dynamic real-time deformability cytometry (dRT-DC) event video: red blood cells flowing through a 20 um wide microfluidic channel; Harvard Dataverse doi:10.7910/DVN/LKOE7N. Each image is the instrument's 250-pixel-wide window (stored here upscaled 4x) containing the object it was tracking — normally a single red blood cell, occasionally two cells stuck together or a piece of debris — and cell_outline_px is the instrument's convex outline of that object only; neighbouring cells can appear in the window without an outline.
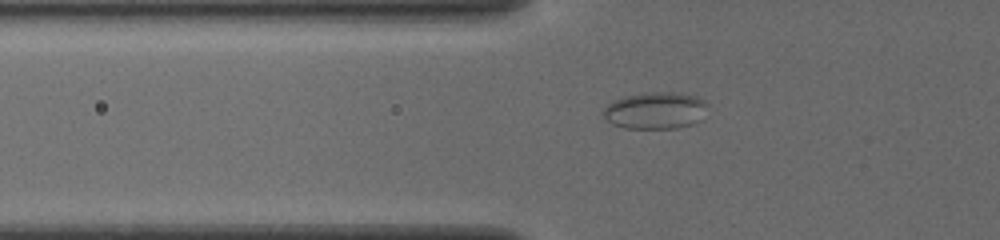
{"species": "common noctule bat (a hibernating species)", "species_latin": "Nyctalus noctula", "temperature_condition": "cold", "stored_images_in_passage": 46, "camera_frame_rate_fps": 3000, "um_per_image_px": 0.085, "animal": {"sex": "female", "body_mass_g": 19.5, "forearm_length_mm": 54.1}, "frame": {"image": 1, "passage_image": 15, "time_ms": 4.667, "image_size_px": [1000, 240], "cell_outline_px": [[708, 104], [696, 120], [692, 124], [676, 128], [624, 128], [612, 124], [604, 116], [604, 108], [612, 100], [628, 96], [652, 92], [672, 92], [696, 96]], "centroid_in_image_um": [55.65, 9.39], "position_along_channel_um": 70.1, "area_um2": 21.85}}
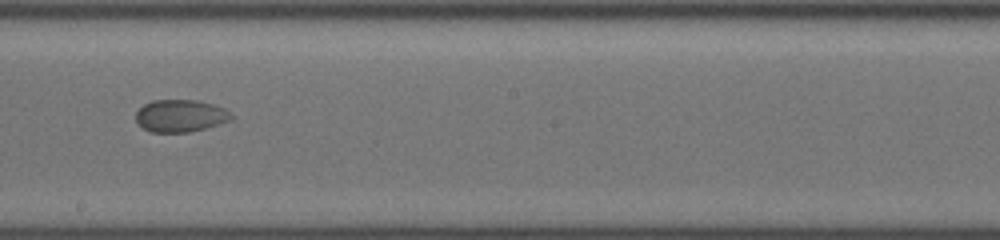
{"frame": {"image": 2, "passage_image": 28, "time_ms": 9.0, "image_size_px": [1000, 240], "cell_outline_px": [[232, 120], [204, 128], [188, 132], [152, 132], [144, 128], [136, 120], [136, 112], [144, 104], [152, 100], [196, 100], [212, 104], [224, 108], [232, 112]], "centroid_in_image_um": [15.35, 9.83], "position_along_channel_um": 232.9, "area_um2": 17.86}}
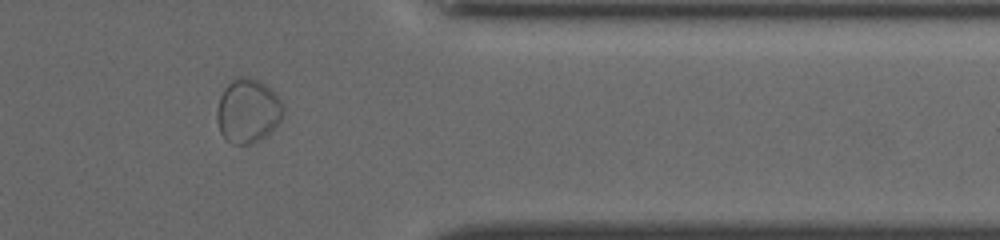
{"frame": {"image": 3, "passage_image": 41, "time_ms": 13.333, "image_size_px": [1000, 240], "cell_outline_px": [[284, 112], [280, 120], [260, 140], [252, 144], [232, 144], [224, 140], [220, 132], [216, 120], [216, 108], [220, 96], [224, 88], [232, 80], [240, 76], [244, 76], [260, 80], [280, 100], [284, 108]], "centroid_in_image_um": [21.01, 9.44], "position_along_channel_um": 390.4, "area_um2": 24.74}}